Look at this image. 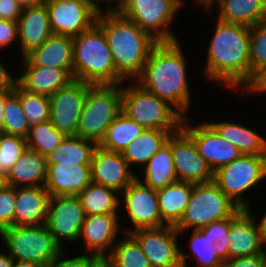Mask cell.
I'll list each match as a JSON object with an SVG mask.
<instances>
[{
	"label": "cell",
	"instance_id": "cell-1",
	"mask_svg": "<svg viewBox=\"0 0 266 267\" xmlns=\"http://www.w3.org/2000/svg\"><path fill=\"white\" fill-rule=\"evenodd\" d=\"M204 67L206 78L243 90L250 82V27L217 19Z\"/></svg>",
	"mask_w": 266,
	"mask_h": 267
},
{
	"label": "cell",
	"instance_id": "cell-2",
	"mask_svg": "<svg viewBox=\"0 0 266 267\" xmlns=\"http://www.w3.org/2000/svg\"><path fill=\"white\" fill-rule=\"evenodd\" d=\"M180 42H159L151 51L142 74L135 80L148 92L167 101L183 117L190 105L187 61Z\"/></svg>",
	"mask_w": 266,
	"mask_h": 267
},
{
	"label": "cell",
	"instance_id": "cell-3",
	"mask_svg": "<svg viewBox=\"0 0 266 267\" xmlns=\"http://www.w3.org/2000/svg\"><path fill=\"white\" fill-rule=\"evenodd\" d=\"M111 50L116 72L124 79H137L152 49L159 43L120 12L97 15Z\"/></svg>",
	"mask_w": 266,
	"mask_h": 267
},
{
	"label": "cell",
	"instance_id": "cell-4",
	"mask_svg": "<svg viewBox=\"0 0 266 267\" xmlns=\"http://www.w3.org/2000/svg\"><path fill=\"white\" fill-rule=\"evenodd\" d=\"M73 79L92 85L122 84L102 28L95 23L73 37Z\"/></svg>",
	"mask_w": 266,
	"mask_h": 267
},
{
	"label": "cell",
	"instance_id": "cell-5",
	"mask_svg": "<svg viewBox=\"0 0 266 267\" xmlns=\"http://www.w3.org/2000/svg\"><path fill=\"white\" fill-rule=\"evenodd\" d=\"M121 85L101 84L89 87L76 136L100 144L109 125L122 112Z\"/></svg>",
	"mask_w": 266,
	"mask_h": 267
},
{
	"label": "cell",
	"instance_id": "cell-6",
	"mask_svg": "<svg viewBox=\"0 0 266 267\" xmlns=\"http://www.w3.org/2000/svg\"><path fill=\"white\" fill-rule=\"evenodd\" d=\"M135 85L122 88V112L129 119L145 129L177 131L182 127L184 117L173 106Z\"/></svg>",
	"mask_w": 266,
	"mask_h": 267
},
{
	"label": "cell",
	"instance_id": "cell-7",
	"mask_svg": "<svg viewBox=\"0 0 266 267\" xmlns=\"http://www.w3.org/2000/svg\"><path fill=\"white\" fill-rule=\"evenodd\" d=\"M8 254L17 261H28L51 267L63 248L55 241L45 224L12 226L0 232Z\"/></svg>",
	"mask_w": 266,
	"mask_h": 267
},
{
	"label": "cell",
	"instance_id": "cell-8",
	"mask_svg": "<svg viewBox=\"0 0 266 267\" xmlns=\"http://www.w3.org/2000/svg\"><path fill=\"white\" fill-rule=\"evenodd\" d=\"M239 209L214 181L194 184L190 201L175 228L179 234L190 227L199 229L214 221L229 218Z\"/></svg>",
	"mask_w": 266,
	"mask_h": 267
},
{
	"label": "cell",
	"instance_id": "cell-9",
	"mask_svg": "<svg viewBox=\"0 0 266 267\" xmlns=\"http://www.w3.org/2000/svg\"><path fill=\"white\" fill-rule=\"evenodd\" d=\"M266 177V155L242 154L214 172L213 181L241 209H250L243 193Z\"/></svg>",
	"mask_w": 266,
	"mask_h": 267
},
{
	"label": "cell",
	"instance_id": "cell-10",
	"mask_svg": "<svg viewBox=\"0 0 266 267\" xmlns=\"http://www.w3.org/2000/svg\"><path fill=\"white\" fill-rule=\"evenodd\" d=\"M182 6V0H127L120 13L158 42H175L178 39L167 26Z\"/></svg>",
	"mask_w": 266,
	"mask_h": 267
},
{
	"label": "cell",
	"instance_id": "cell-11",
	"mask_svg": "<svg viewBox=\"0 0 266 267\" xmlns=\"http://www.w3.org/2000/svg\"><path fill=\"white\" fill-rule=\"evenodd\" d=\"M140 244L152 267H188L186 254L178 248L174 226L139 229L130 233Z\"/></svg>",
	"mask_w": 266,
	"mask_h": 267
},
{
	"label": "cell",
	"instance_id": "cell-12",
	"mask_svg": "<svg viewBox=\"0 0 266 267\" xmlns=\"http://www.w3.org/2000/svg\"><path fill=\"white\" fill-rule=\"evenodd\" d=\"M92 84L73 79L50 96V119L52 125L67 135H76L87 90Z\"/></svg>",
	"mask_w": 266,
	"mask_h": 267
},
{
	"label": "cell",
	"instance_id": "cell-13",
	"mask_svg": "<svg viewBox=\"0 0 266 267\" xmlns=\"http://www.w3.org/2000/svg\"><path fill=\"white\" fill-rule=\"evenodd\" d=\"M171 146L178 181L193 184L213 181L214 172L198 153L194 139L181 127L167 140Z\"/></svg>",
	"mask_w": 266,
	"mask_h": 267
},
{
	"label": "cell",
	"instance_id": "cell-14",
	"mask_svg": "<svg viewBox=\"0 0 266 267\" xmlns=\"http://www.w3.org/2000/svg\"><path fill=\"white\" fill-rule=\"evenodd\" d=\"M84 219L78 196H50L45 226L62 248V238L71 242L79 239Z\"/></svg>",
	"mask_w": 266,
	"mask_h": 267
},
{
	"label": "cell",
	"instance_id": "cell-15",
	"mask_svg": "<svg viewBox=\"0 0 266 267\" xmlns=\"http://www.w3.org/2000/svg\"><path fill=\"white\" fill-rule=\"evenodd\" d=\"M53 34L77 36L91 28L98 13L88 0H45Z\"/></svg>",
	"mask_w": 266,
	"mask_h": 267
},
{
	"label": "cell",
	"instance_id": "cell-16",
	"mask_svg": "<svg viewBox=\"0 0 266 267\" xmlns=\"http://www.w3.org/2000/svg\"><path fill=\"white\" fill-rule=\"evenodd\" d=\"M121 194L124 197L125 210L134 227L132 230L124 229V232L130 234L139 229L164 226L160 216L157 191L141 183L138 175Z\"/></svg>",
	"mask_w": 266,
	"mask_h": 267
},
{
	"label": "cell",
	"instance_id": "cell-17",
	"mask_svg": "<svg viewBox=\"0 0 266 267\" xmlns=\"http://www.w3.org/2000/svg\"><path fill=\"white\" fill-rule=\"evenodd\" d=\"M182 128L194 139L198 153L213 172L242 155L236 146L223 139L207 121L192 127L184 117Z\"/></svg>",
	"mask_w": 266,
	"mask_h": 267
},
{
	"label": "cell",
	"instance_id": "cell-18",
	"mask_svg": "<svg viewBox=\"0 0 266 267\" xmlns=\"http://www.w3.org/2000/svg\"><path fill=\"white\" fill-rule=\"evenodd\" d=\"M90 166L93 183L112 188L118 193L137 178L122 153L105 150L99 145L93 152Z\"/></svg>",
	"mask_w": 266,
	"mask_h": 267
},
{
	"label": "cell",
	"instance_id": "cell-19",
	"mask_svg": "<svg viewBox=\"0 0 266 267\" xmlns=\"http://www.w3.org/2000/svg\"><path fill=\"white\" fill-rule=\"evenodd\" d=\"M91 182L90 164H47L44 187L50 196H77Z\"/></svg>",
	"mask_w": 266,
	"mask_h": 267
},
{
	"label": "cell",
	"instance_id": "cell-20",
	"mask_svg": "<svg viewBox=\"0 0 266 267\" xmlns=\"http://www.w3.org/2000/svg\"><path fill=\"white\" fill-rule=\"evenodd\" d=\"M117 216V214L85 216L79 238H83L91 255L109 256L120 230Z\"/></svg>",
	"mask_w": 266,
	"mask_h": 267
},
{
	"label": "cell",
	"instance_id": "cell-21",
	"mask_svg": "<svg viewBox=\"0 0 266 267\" xmlns=\"http://www.w3.org/2000/svg\"><path fill=\"white\" fill-rule=\"evenodd\" d=\"M250 210L244 209L231 223L228 234L231 241L228 248L229 258L266 254L263 248L266 243Z\"/></svg>",
	"mask_w": 266,
	"mask_h": 267
},
{
	"label": "cell",
	"instance_id": "cell-22",
	"mask_svg": "<svg viewBox=\"0 0 266 267\" xmlns=\"http://www.w3.org/2000/svg\"><path fill=\"white\" fill-rule=\"evenodd\" d=\"M17 34L22 58L40 47L53 34L45 3L22 10L17 20Z\"/></svg>",
	"mask_w": 266,
	"mask_h": 267
},
{
	"label": "cell",
	"instance_id": "cell-23",
	"mask_svg": "<svg viewBox=\"0 0 266 267\" xmlns=\"http://www.w3.org/2000/svg\"><path fill=\"white\" fill-rule=\"evenodd\" d=\"M22 59V65L64 69L73 77V37L52 34Z\"/></svg>",
	"mask_w": 266,
	"mask_h": 267
},
{
	"label": "cell",
	"instance_id": "cell-24",
	"mask_svg": "<svg viewBox=\"0 0 266 267\" xmlns=\"http://www.w3.org/2000/svg\"><path fill=\"white\" fill-rule=\"evenodd\" d=\"M49 198L45 187H16L14 226L45 224Z\"/></svg>",
	"mask_w": 266,
	"mask_h": 267
},
{
	"label": "cell",
	"instance_id": "cell-25",
	"mask_svg": "<svg viewBox=\"0 0 266 267\" xmlns=\"http://www.w3.org/2000/svg\"><path fill=\"white\" fill-rule=\"evenodd\" d=\"M24 73L17 77V84L25 91L52 96L57 90L66 86L73 77L64 69L23 65Z\"/></svg>",
	"mask_w": 266,
	"mask_h": 267
},
{
	"label": "cell",
	"instance_id": "cell-26",
	"mask_svg": "<svg viewBox=\"0 0 266 267\" xmlns=\"http://www.w3.org/2000/svg\"><path fill=\"white\" fill-rule=\"evenodd\" d=\"M47 177V157L26 148L7 172V184L14 187H44Z\"/></svg>",
	"mask_w": 266,
	"mask_h": 267
},
{
	"label": "cell",
	"instance_id": "cell-27",
	"mask_svg": "<svg viewBox=\"0 0 266 267\" xmlns=\"http://www.w3.org/2000/svg\"><path fill=\"white\" fill-rule=\"evenodd\" d=\"M193 183L176 181L157 191L160 216L162 223L176 226L190 201Z\"/></svg>",
	"mask_w": 266,
	"mask_h": 267
},
{
	"label": "cell",
	"instance_id": "cell-28",
	"mask_svg": "<svg viewBox=\"0 0 266 267\" xmlns=\"http://www.w3.org/2000/svg\"><path fill=\"white\" fill-rule=\"evenodd\" d=\"M207 123L242 154L266 155V139L248 127L231 122Z\"/></svg>",
	"mask_w": 266,
	"mask_h": 267
},
{
	"label": "cell",
	"instance_id": "cell-29",
	"mask_svg": "<svg viewBox=\"0 0 266 267\" xmlns=\"http://www.w3.org/2000/svg\"><path fill=\"white\" fill-rule=\"evenodd\" d=\"M219 4L218 20L248 27L266 20V9L258 0H215Z\"/></svg>",
	"mask_w": 266,
	"mask_h": 267
},
{
	"label": "cell",
	"instance_id": "cell-30",
	"mask_svg": "<svg viewBox=\"0 0 266 267\" xmlns=\"http://www.w3.org/2000/svg\"><path fill=\"white\" fill-rule=\"evenodd\" d=\"M176 131H160L144 129L122 152L130 168L132 165H146L149 159L156 154L167 142L168 137Z\"/></svg>",
	"mask_w": 266,
	"mask_h": 267
},
{
	"label": "cell",
	"instance_id": "cell-31",
	"mask_svg": "<svg viewBox=\"0 0 266 267\" xmlns=\"http://www.w3.org/2000/svg\"><path fill=\"white\" fill-rule=\"evenodd\" d=\"M98 145L76 135H67L47 157V164H91L92 155Z\"/></svg>",
	"mask_w": 266,
	"mask_h": 267
},
{
	"label": "cell",
	"instance_id": "cell-32",
	"mask_svg": "<svg viewBox=\"0 0 266 267\" xmlns=\"http://www.w3.org/2000/svg\"><path fill=\"white\" fill-rule=\"evenodd\" d=\"M144 168V182H140L152 189L164 188L178 180L171 146L167 142L149 159Z\"/></svg>",
	"mask_w": 266,
	"mask_h": 267
},
{
	"label": "cell",
	"instance_id": "cell-33",
	"mask_svg": "<svg viewBox=\"0 0 266 267\" xmlns=\"http://www.w3.org/2000/svg\"><path fill=\"white\" fill-rule=\"evenodd\" d=\"M119 193L109 187L91 182L77 196L85 216L97 214H117L120 206Z\"/></svg>",
	"mask_w": 266,
	"mask_h": 267
},
{
	"label": "cell",
	"instance_id": "cell-34",
	"mask_svg": "<svg viewBox=\"0 0 266 267\" xmlns=\"http://www.w3.org/2000/svg\"><path fill=\"white\" fill-rule=\"evenodd\" d=\"M144 129L121 112L107 128L99 146L108 151L122 153Z\"/></svg>",
	"mask_w": 266,
	"mask_h": 267
},
{
	"label": "cell",
	"instance_id": "cell-35",
	"mask_svg": "<svg viewBox=\"0 0 266 267\" xmlns=\"http://www.w3.org/2000/svg\"><path fill=\"white\" fill-rule=\"evenodd\" d=\"M115 267H152L138 241L126 233L108 256Z\"/></svg>",
	"mask_w": 266,
	"mask_h": 267
},
{
	"label": "cell",
	"instance_id": "cell-36",
	"mask_svg": "<svg viewBox=\"0 0 266 267\" xmlns=\"http://www.w3.org/2000/svg\"><path fill=\"white\" fill-rule=\"evenodd\" d=\"M14 92L20 97V102L29 127L44 123L50 119V98L23 90L18 84Z\"/></svg>",
	"mask_w": 266,
	"mask_h": 267
},
{
	"label": "cell",
	"instance_id": "cell-37",
	"mask_svg": "<svg viewBox=\"0 0 266 267\" xmlns=\"http://www.w3.org/2000/svg\"><path fill=\"white\" fill-rule=\"evenodd\" d=\"M65 134L59 132L50 121L32 126L26 138L27 148L47 156L53 149L58 146Z\"/></svg>",
	"mask_w": 266,
	"mask_h": 267
},
{
	"label": "cell",
	"instance_id": "cell-38",
	"mask_svg": "<svg viewBox=\"0 0 266 267\" xmlns=\"http://www.w3.org/2000/svg\"><path fill=\"white\" fill-rule=\"evenodd\" d=\"M3 112V132L26 139L30 127L27 119L25 118L20 97L14 91L7 97Z\"/></svg>",
	"mask_w": 266,
	"mask_h": 267
},
{
	"label": "cell",
	"instance_id": "cell-39",
	"mask_svg": "<svg viewBox=\"0 0 266 267\" xmlns=\"http://www.w3.org/2000/svg\"><path fill=\"white\" fill-rule=\"evenodd\" d=\"M208 232H201L199 229H193V234L189 242V249L193 256L199 261L197 267H223L225 260L218 254L213 247Z\"/></svg>",
	"mask_w": 266,
	"mask_h": 267
},
{
	"label": "cell",
	"instance_id": "cell-40",
	"mask_svg": "<svg viewBox=\"0 0 266 267\" xmlns=\"http://www.w3.org/2000/svg\"><path fill=\"white\" fill-rule=\"evenodd\" d=\"M250 81L266 66V20L250 27Z\"/></svg>",
	"mask_w": 266,
	"mask_h": 267
},
{
	"label": "cell",
	"instance_id": "cell-41",
	"mask_svg": "<svg viewBox=\"0 0 266 267\" xmlns=\"http://www.w3.org/2000/svg\"><path fill=\"white\" fill-rule=\"evenodd\" d=\"M239 209L233 216L214 221L202 228H199L201 232H208L209 238L214 241L213 247L218 254L226 261L229 259V245L231 241L229 239V230L232 221L243 211Z\"/></svg>",
	"mask_w": 266,
	"mask_h": 267
},
{
	"label": "cell",
	"instance_id": "cell-42",
	"mask_svg": "<svg viewBox=\"0 0 266 267\" xmlns=\"http://www.w3.org/2000/svg\"><path fill=\"white\" fill-rule=\"evenodd\" d=\"M26 148V139L3 133L0 143V171L7 174Z\"/></svg>",
	"mask_w": 266,
	"mask_h": 267
},
{
	"label": "cell",
	"instance_id": "cell-43",
	"mask_svg": "<svg viewBox=\"0 0 266 267\" xmlns=\"http://www.w3.org/2000/svg\"><path fill=\"white\" fill-rule=\"evenodd\" d=\"M16 187L6 185L0 189V232L14 226Z\"/></svg>",
	"mask_w": 266,
	"mask_h": 267
},
{
	"label": "cell",
	"instance_id": "cell-44",
	"mask_svg": "<svg viewBox=\"0 0 266 267\" xmlns=\"http://www.w3.org/2000/svg\"><path fill=\"white\" fill-rule=\"evenodd\" d=\"M17 40V22L0 19V48H5Z\"/></svg>",
	"mask_w": 266,
	"mask_h": 267
},
{
	"label": "cell",
	"instance_id": "cell-45",
	"mask_svg": "<svg viewBox=\"0 0 266 267\" xmlns=\"http://www.w3.org/2000/svg\"><path fill=\"white\" fill-rule=\"evenodd\" d=\"M266 254L229 258L223 263V267H263Z\"/></svg>",
	"mask_w": 266,
	"mask_h": 267
},
{
	"label": "cell",
	"instance_id": "cell-46",
	"mask_svg": "<svg viewBox=\"0 0 266 267\" xmlns=\"http://www.w3.org/2000/svg\"><path fill=\"white\" fill-rule=\"evenodd\" d=\"M22 10L16 0H0V19L17 22Z\"/></svg>",
	"mask_w": 266,
	"mask_h": 267
},
{
	"label": "cell",
	"instance_id": "cell-47",
	"mask_svg": "<svg viewBox=\"0 0 266 267\" xmlns=\"http://www.w3.org/2000/svg\"><path fill=\"white\" fill-rule=\"evenodd\" d=\"M62 251L51 267H90V262L96 257L89 254L61 260Z\"/></svg>",
	"mask_w": 266,
	"mask_h": 267
},
{
	"label": "cell",
	"instance_id": "cell-48",
	"mask_svg": "<svg viewBox=\"0 0 266 267\" xmlns=\"http://www.w3.org/2000/svg\"><path fill=\"white\" fill-rule=\"evenodd\" d=\"M243 90H248L249 93H265L266 92V66L260 69L246 85Z\"/></svg>",
	"mask_w": 266,
	"mask_h": 267
},
{
	"label": "cell",
	"instance_id": "cell-49",
	"mask_svg": "<svg viewBox=\"0 0 266 267\" xmlns=\"http://www.w3.org/2000/svg\"><path fill=\"white\" fill-rule=\"evenodd\" d=\"M17 79H14L0 62V90H14Z\"/></svg>",
	"mask_w": 266,
	"mask_h": 267
},
{
	"label": "cell",
	"instance_id": "cell-50",
	"mask_svg": "<svg viewBox=\"0 0 266 267\" xmlns=\"http://www.w3.org/2000/svg\"><path fill=\"white\" fill-rule=\"evenodd\" d=\"M98 1H107L108 4H110L111 2H117L118 6L116 8H109L106 9L107 12H121L123 10V8L125 7L127 0H88L89 4L91 5V7L98 13H102V10L100 8V6L98 5Z\"/></svg>",
	"mask_w": 266,
	"mask_h": 267
},
{
	"label": "cell",
	"instance_id": "cell-51",
	"mask_svg": "<svg viewBox=\"0 0 266 267\" xmlns=\"http://www.w3.org/2000/svg\"><path fill=\"white\" fill-rule=\"evenodd\" d=\"M90 267H115L113 261L108 256H96L91 262Z\"/></svg>",
	"mask_w": 266,
	"mask_h": 267
},
{
	"label": "cell",
	"instance_id": "cell-52",
	"mask_svg": "<svg viewBox=\"0 0 266 267\" xmlns=\"http://www.w3.org/2000/svg\"><path fill=\"white\" fill-rule=\"evenodd\" d=\"M14 90H0V130L3 131L4 126V104L7 100V97L13 92Z\"/></svg>",
	"mask_w": 266,
	"mask_h": 267
},
{
	"label": "cell",
	"instance_id": "cell-53",
	"mask_svg": "<svg viewBox=\"0 0 266 267\" xmlns=\"http://www.w3.org/2000/svg\"><path fill=\"white\" fill-rule=\"evenodd\" d=\"M17 3L24 9L41 5L45 0H16Z\"/></svg>",
	"mask_w": 266,
	"mask_h": 267
},
{
	"label": "cell",
	"instance_id": "cell-54",
	"mask_svg": "<svg viewBox=\"0 0 266 267\" xmlns=\"http://www.w3.org/2000/svg\"><path fill=\"white\" fill-rule=\"evenodd\" d=\"M14 259L9 254L0 253V267H12Z\"/></svg>",
	"mask_w": 266,
	"mask_h": 267
},
{
	"label": "cell",
	"instance_id": "cell-55",
	"mask_svg": "<svg viewBox=\"0 0 266 267\" xmlns=\"http://www.w3.org/2000/svg\"><path fill=\"white\" fill-rule=\"evenodd\" d=\"M12 267H45L42 266L40 264H35L32 262H28V261H17L14 260L13 266Z\"/></svg>",
	"mask_w": 266,
	"mask_h": 267
},
{
	"label": "cell",
	"instance_id": "cell-56",
	"mask_svg": "<svg viewBox=\"0 0 266 267\" xmlns=\"http://www.w3.org/2000/svg\"><path fill=\"white\" fill-rule=\"evenodd\" d=\"M258 225L261 230L263 240L266 243V214L263 216V218H261V221Z\"/></svg>",
	"mask_w": 266,
	"mask_h": 267
},
{
	"label": "cell",
	"instance_id": "cell-57",
	"mask_svg": "<svg viewBox=\"0 0 266 267\" xmlns=\"http://www.w3.org/2000/svg\"><path fill=\"white\" fill-rule=\"evenodd\" d=\"M195 1L198 3V5L200 4L201 6H204V8H206L208 10L209 8H211L212 6H214L213 5V2L215 0H195Z\"/></svg>",
	"mask_w": 266,
	"mask_h": 267
},
{
	"label": "cell",
	"instance_id": "cell-58",
	"mask_svg": "<svg viewBox=\"0 0 266 267\" xmlns=\"http://www.w3.org/2000/svg\"><path fill=\"white\" fill-rule=\"evenodd\" d=\"M7 185L6 174L3 171H0V189L4 188Z\"/></svg>",
	"mask_w": 266,
	"mask_h": 267
},
{
	"label": "cell",
	"instance_id": "cell-59",
	"mask_svg": "<svg viewBox=\"0 0 266 267\" xmlns=\"http://www.w3.org/2000/svg\"><path fill=\"white\" fill-rule=\"evenodd\" d=\"M262 5L263 7L266 9V0H258Z\"/></svg>",
	"mask_w": 266,
	"mask_h": 267
},
{
	"label": "cell",
	"instance_id": "cell-60",
	"mask_svg": "<svg viewBox=\"0 0 266 267\" xmlns=\"http://www.w3.org/2000/svg\"><path fill=\"white\" fill-rule=\"evenodd\" d=\"M3 131L2 130H0V143H1V138H2V136H3Z\"/></svg>",
	"mask_w": 266,
	"mask_h": 267
},
{
	"label": "cell",
	"instance_id": "cell-61",
	"mask_svg": "<svg viewBox=\"0 0 266 267\" xmlns=\"http://www.w3.org/2000/svg\"><path fill=\"white\" fill-rule=\"evenodd\" d=\"M263 267H266V257L264 259Z\"/></svg>",
	"mask_w": 266,
	"mask_h": 267
}]
</instances>
